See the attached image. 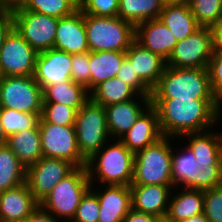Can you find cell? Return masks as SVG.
I'll return each mask as SVG.
<instances>
[{"instance_id":"obj_9","label":"cell","mask_w":222,"mask_h":222,"mask_svg":"<svg viewBox=\"0 0 222 222\" xmlns=\"http://www.w3.org/2000/svg\"><path fill=\"white\" fill-rule=\"evenodd\" d=\"M38 125L43 157L66 160L75 167L86 166L87 160L78 149L74 126L46 123L41 118Z\"/></svg>"},{"instance_id":"obj_4","label":"cell","mask_w":222,"mask_h":222,"mask_svg":"<svg viewBox=\"0 0 222 222\" xmlns=\"http://www.w3.org/2000/svg\"><path fill=\"white\" fill-rule=\"evenodd\" d=\"M89 50L126 52L135 41V26L118 16L98 17L84 14Z\"/></svg>"},{"instance_id":"obj_18","label":"cell","mask_w":222,"mask_h":222,"mask_svg":"<svg viewBox=\"0 0 222 222\" xmlns=\"http://www.w3.org/2000/svg\"><path fill=\"white\" fill-rule=\"evenodd\" d=\"M135 41L166 61L178 43L171 30L159 18L137 24Z\"/></svg>"},{"instance_id":"obj_8","label":"cell","mask_w":222,"mask_h":222,"mask_svg":"<svg viewBox=\"0 0 222 222\" xmlns=\"http://www.w3.org/2000/svg\"><path fill=\"white\" fill-rule=\"evenodd\" d=\"M43 90L34 76H1L0 107L41 114Z\"/></svg>"},{"instance_id":"obj_6","label":"cell","mask_w":222,"mask_h":222,"mask_svg":"<svg viewBox=\"0 0 222 222\" xmlns=\"http://www.w3.org/2000/svg\"><path fill=\"white\" fill-rule=\"evenodd\" d=\"M86 166L76 167L63 178L39 205L55 219L71 221L82 196L90 188Z\"/></svg>"},{"instance_id":"obj_30","label":"cell","mask_w":222,"mask_h":222,"mask_svg":"<svg viewBox=\"0 0 222 222\" xmlns=\"http://www.w3.org/2000/svg\"><path fill=\"white\" fill-rule=\"evenodd\" d=\"M164 4V0H119L117 16L136 26L144 21L158 19Z\"/></svg>"},{"instance_id":"obj_2","label":"cell","mask_w":222,"mask_h":222,"mask_svg":"<svg viewBox=\"0 0 222 222\" xmlns=\"http://www.w3.org/2000/svg\"><path fill=\"white\" fill-rule=\"evenodd\" d=\"M99 151L95 152L86 162L90 184L94 179L97 185H124L130 186L133 179L134 157L119 139L116 143H106ZM100 182V183H98Z\"/></svg>"},{"instance_id":"obj_34","label":"cell","mask_w":222,"mask_h":222,"mask_svg":"<svg viewBox=\"0 0 222 222\" xmlns=\"http://www.w3.org/2000/svg\"><path fill=\"white\" fill-rule=\"evenodd\" d=\"M78 9L79 0H29L27 6L21 10L62 18Z\"/></svg>"},{"instance_id":"obj_22","label":"cell","mask_w":222,"mask_h":222,"mask_svg":"<svg viewBox=\"0 0 222 222\" xmlns=\"http://www.w3.org/2000/svg\"><path fill=\"white\" fill-rule=\"evenodd\" d=\"M140 80L152 90L166 68V60L134 41L126 51Z\"/></svg>"},{"instance_id":"obj_11","label":"cell","mask_w":222,"mask_h":222,"mask_svg":"<svg viewBox=\"0 0 222 222\" xmlns=\"http://www.w3.org/2000/svg\"><path fill=\"white\" fill-rule=\"evenodd\" d=\"M212 51L211 29L210 27H200L175 45L166 61V66L207 69Z\"/></svg>"},{"instance_id":"obj_35","label":"cell","mask_w":222,"mask_h":222,"mask_svg":"<svg viewBox=\"0 0 222 222\" xmlns=\"http://www.w3.org/2000/svg\"><path fill=\"white\" fill-rule=\"evenodd\" d=\"M189 7L201 27H211L222 19V0H191Z\"/></svg>"},{"instance_id":"obj_26","label":"cell","mask_w":222,"mask_h":222,"mask_svg":"<svg viewBox=\"0 0 222 222\" xmlns=\"http://www.w3.org/2000/svg\"><path fill=\"white\" fill-rule=\"evenodd\" d=\"M182 190V191H181ZM178 194L171 192L165 220L168 222H181L196 214L203 213V190L183 188Z\"/></svg>"},{"instance_id":"obj_50","label":"cell","mask_w":222,"mask_h":222,"mask_svg":"<svg viewBox=\"0 0 222 222\" xmlns=\"http://www.w3.org/2000/svg\"><path fill=\"white\" fill-rule=\"evenodd\" d=\"M6 143H7V137L0 120V146L6 145Z\"/></svg>"},{"instance_id":"obj_17","label":"cell","mask_w":222,"mask_h":222,"mask_svg":"<svg viewBox=\"0 0 222 222\" xmlns=\"http://www.w3.org/2000/svg\"><path fill=\"white\" fill-rule=\"evenodd\" d=\"M140 100L137 101V99ZM136 99V100H135ZM139 104H138V103ZM141 103V104H140ZM142 105V106H141ZM151 106L150 96L138 95L132 100L105 107L107 127L112 139H119L137 121V119Z\"/></svg>"},{"instance_id":"obj_12","label":"cell","mask_w":222,"mask_h":222,"mask_svg":"<svg viewBox=\"0 0 222 222\" xmlns=\"http://www.w3.org/2000/svg\"><path fill=\"white\" fill-rule=\"evenodd\" d=\"M76 167L62 159L42 157L26 168V183L34 199L40 203L52 189Z\"/></svg>"},{"instance_id":"obj_5","label":"cell","mask_w":222,"mask_h":222,"mask_svg":"<svg viewBox=\"0 0 222 222\" xmlns=\"http://www.w3.org/2000/svg\"><path fill=\"white\" fill-rule=\"evenodd\" d=\"M172 139L175 138L162 137L153 145L135 153L131 185H163L174 189L171 180Z\"/></svg>"},{"instance_id":"obj_3","label":"cell","mask_w":222,"mask_h":222,"mask_svg":"<svg viewBox=\"0 0 222 222\" xmlns=\"http://www.w3.org/2000/svg\"><path fill=\"white\" fill-rule=\"evenodd\" d=\"M150 98L217 99L211 91L207 69L168 66Z\"/></svg>"},{"instance_id":"obj_33","label":"cell","mask_w":222,"mask_h":222,"mask_svg":"<svg viewBox=\"0 0 222 222\" xmlns=\"http://www.w3.org/2000/svg\"><path fill=\"white\" fill-rule=\"evenodd\" d=\"M40 115L0 107V120L7 138L23 130L34 128L39 123Z\"/></svg>"},{"instance_id":"obj_13","label":"cell","mask_w":222,"mask_h":222,"mask_svg":"<svg viewBox=\"0 0 222 222\" xmlns=\"http://www.w3.org/2000/svg\"><path fill=\"white\" fill-rule=\"evenodd\" d=\"M38 53L13 29L0 49L1 76H33Z\"/></svg>"},{"instance_id":"obj_19","label":"cell","mask_w":222,"mask_h":222,"mask_svg":"<svg viewBox=\"0 0 222 222\" xmlns=\"http://www.w3.org/2000/svg\"><path fill=\"white\" fill-rule=\"evenodd\" d=\"M163 136L157 111L150 106L119 140L134 154L153 145Z\"/></svg>"},{"instance_id":"obj_46","label":"cell","mask_w":222,"mask_h":222,"mask_svg":"<svg viewBox=\"0 0 222 222\" xmlns=\"http://www.w3.org/2000/svg\"><path fill=\"white\" fill-rule=\"evenodd\" d=\"M24 222H63L55 219L50 213L44 210L40 205L28 216ZM65 222V221H64Z\"/></svg>"},{"instance_id":"obj_23","label":"cell","mask_w":222,"mask_h":222,"mask_svg":"<svg viewBox=\"0 0 222 222\" xmlns=\"http://www.w3.org/2000/svg\"><path fill=\"white\" fill-rule=\"evenodd\" d=\"M94 191L100 205L98 222H122L131 209L130 186L107 185ZM100 191V192H99Z\"/></svg>"},{"instance_id":"obj_10","label":"cell","mask_w":222,"mask_h":222,"mask_svg":"<svg viewBox=\"0 0 222 222\" xmlns=\"http://www.w3.org/2000/svg\"><path fill=\"white\" fill-rule=\"evenodd\" d=\"M14 29L37 52L52 49L54 46L58 18L29 10L14 13Z\"/></svg>"},{"instance_id":"obj_20","label":"cell","mask_w":222,"mask_h":222,"mask_svg":"<svg viewBox=\"0 0 222 222\" xmlns=\"http://www.w3.org/2000/svg\"><path fill=\"white\" fill-rule=\"evenodd\" d=\"M38 206L26 182L0 192V222H24Z\"/></svg>"},{"instance_id":"obj_45","label":"cell","mask_w":222,"mask_h":222,"mask_svg":"<svg viewBox=\"0 0 222 222\" xmlns=\"http://www.w3.org/2000/svg\"><path fill=\"white\" fill-rule=\"evenodd\" d=\"M162 219L146 214L144 212L136 211L133 208L129 210L122 222H160Z\"/></svg>"},{"instance_id":"obj_51","label":"cell","mask_w":222,"mask_h":222,"mask_svg":"<svg viewBox=\"0 0 222 222\" xmlns=\"http://www.w3.org/2000/svg\"><path fill=\"white\" fill-rule=\"evenodd\" d=\"M165 3H173V4H187L189 5L191 0H164Z\"/></svg>"},{"instance_id":"obj_25","label":"cell","mask_w":222,"mask_h":222,"mask_svg":"<svg viewBox=\"0 0 222 222\" xmlns=\"http://www.w3.org/2000/svg\"><path fill=\"white\" fill-rule=\"evenodd\" d=\"M159 19L171 30L178 42L201 27L187 4L165 3Z\"/></svg>"},{"instance_id":"obj_31","label":"cell","mask_w":222,"mask_h":222,"mask_svg":"<svg viewBox=\"0 0 222 222\" xmlns=\"http://www.w3.org/2000/svg\"><path fill=\"white\" fill-rule=\"evenodd\" d=\"M138 95L131 86L114 77L97 85L90 92V99L103 107H107L132 100Z\"/></svg>"},{"instance_id":"obj_21","label":"cell","mask_w":222,"mask_h":222,"mask_svg":"<svg viewBox=\"0 0 222 222\" xmlns=\"http://www.w3.org/2000/svg\"><path fill=\"white\" fill-rule=\"evenodd\" d=\"M172 189L163 185H130L131 208L165 219Z\"/></svg>"},{"instance_id":"obj_16","label":"cell","mask_w":222,"mask_h":222,"mask_svg":"<svg viewBox=\"0 0 222 222\" xmlns=\"http://www.w3.org/2000/svg\"><path fill=\"white\" fill-rule=\"evenodd\" d=\"M54 49L71 55L89 52L84 12L79 8L73 14L58 18Z\"/></svg>"},{"instance_id":"obj_47","label":"cell","mask_w":222,"mask_h":222,"mask_svg":"<svg viewBox=\"0 0 222 222\" xmlns=\"http://www.w3.org/2000/svg\"><path fill=\"white\" fill-rule=\"evenodd\" d=\"M29 0H0V11L14 13L24 9Z\"/></svg>"},{"instance_id":"obj_43","label":"cell","mask_w":222,"mask_h":222,"mask_svg":"<svg viewBox=\"0 0 222 222\" xmlns=\"http://www.w3.org/2000/svg\"><path fill=\"white\" fill-rule=\"evenodd\" d=\"M199 190L211 189L222 185V170L199 171Z\"/></svg>"},{"instance_id":"obj_42","label":"cell","mask_w":222,"mask_h":222,"mask_svg":"<svg viewBox=\"0 0 222 222\" xmlns=\"http://www.w3.org/2000/svg\"><path fill=\"white\" fill-rule=\"evenodd\" d=\"M116 77L131 86L139 95L151 96V90L140 80L127 57L124 58Z\"/></svg>"},{"instance_id":"obj_41","label":"cell","mask_w":222,"mask_h":222,"mask_svg":"<svg viewBox=\"0 0 222 222\" xmlns=\"http://www.w3.org/2000/svg\"><path fill=\"white\" fill-rule=\"evenodd\" d=\"M207 71L211 91L222 104V50L213 49Z\"/></svg>"},{"instance_id":"obj_52","label":"cell","mask_w":222,"mask_h":222,"mask_svg":"<svg viewBox=\"0 0 222 222\" xmlns=\"http://www.w3.org/2000/svg\"><path fill=\"white\" fill-rule=\"evenodd\" d=\"M160 222H168L167 220H165V219H163V220H161Z\"/></svg>"},{"instance_id":"obj_49","label":"cell","mask_w":222,"mask_h":222,"mask_svg":"<svg viewBox=\"0 0 222 222\" xmlns=\"http://www.w3.org/2000/svg\"><path fill=\"white\" fill-rule=\"evenodd\" d=\"M181 222H210V221L207 219L204 213H199Z\"/></svg>"},{"instance_id":"obj_29","label":"cell","mask_w":222,"mask_h":222,"mask_svg":"<svg viewBox=\"0 0 222 222\" xmlns=\"http://www.w3.org/2000/svg\"><path fill=\"white\" fill-rule=\"evenodd\" d=\"M90 99L87 89L69 80L63 84L47 86L43 90V103H61L79 110Z\"/></svg>"},{"instance_id":"obj_38","label":"cell","mask_w":222,"mask_h":222,"mask_svg":"<svg viewBox=\"0 0 222 222\" xmlns=\"http://www.w3.org/2000/svg\"><path fill=\"white\" fill-rule=\"evenodd\" d=\"M203 213L210 222H222V185L203 190Z\"/></svg>"},{"instance_id":"obj_44","label":"cell","mask_w":222,"mask_h":222,"mask_svg":"<svg viewBox=\"0 0 222 222\" xmlns=\"http://www.w3.org/2000/svg\"><path fill=\"white\" fill-rule=\"evenodd\" d=\"M14 29V20L12 13L0 11V49L6 37Z\"/></svg>"},{"instance_id":"obj_40","label":"cell","mask_w":222,"mask_h":222,"mask_svg":"<svg viewBox=\"0 0 222 222\" xmlns=\"http://www.w3.org/2000/svg\"><path fill=\"white\" fill-rule=\"evenodd\" d=\"M119 0H79V8L84 14L98 17L117 16Z\"/></svg>"},{"instance_id":"obj_28","label":"cell","mask_w":222,"mask_h":222,"mask_svg":"<svg viewBox=\"0 0 222 222\" xmlns=\"http://www.w3.org/2000/svg\"><path fill=\"white\" fill-rule=\"evenodd\" d=\"M126 52L90 51V92L100 83L116 77Z\"/></svg>"},{"instance_id":"obj_7","label":"cell","mask_w":222,"mask_h":222,"mask_svg":"<svg viewBox=\"0 0 222 222\" xmlns=\"http://www.w3.org/2000/svg\"><path fill=\"white\" fill-rule=\"evenodd\" d=\"M74 127L78 149L86 160L110 143L105 107L91 99L78 110Z\"/></svg>"},{"instance_id":"obj_1","label":"cell","mask_w":222,"mask_h":222,"mask_svg":"<svg viewBox=\"0 0 222 222\" xmlns=\"http://www.w3.org/2000/svg\"><path fill=\"white\" fill-rule=\"evenodd\" d=\"M157 111L164 137L213 130L222 119V104L217 99L150 98ZM218 121V122H217Z\"/></svg>"},{"instance_id":"obj_24","label":"cell","mask_w":222,"mask_h":222,"mask_svg":"<svg viewBox=\"0 0 222 222\" xmlns=\"http://www.w3.org/2000/svg\"><path fill=\"white\" fill-rule=\"evenodd\" d=\"M6 145L26 168L43 157L38 124L9 136Z\"/></svg>"},{"instance_id":"obj_39","label":"cell","mask_w":222,"mask_h":222,"mask_svg":"<svg viewBox=\"0 0 222 222\" xmlns=\"http://www.w3.org/2000/svg\"><path fill=\"white\" fill-rule=\"evenodd\" d=\"M90 51L73 54L71 62V80L84 86L90 93Z\"/></svg>"},{"instance_id":"obj_36","label":"cell","mask_w":222,"mask_h":222,"mask_svg":"<svg viewBox=\"0 0 222 222\" xmlns=\"http://www.w3.org/2000/svg\"><path fill=\"white\" fill-rule=\"evenodd\" d=\"M78 110L61 103H43L40 118L46 123L74 126Z\"/></svg>"},{"instance_id":"obj_14","label":"cell","mask_w":222,"mask_h":222,"mask_svg":"<svg viewBox=\"0 0 222 222\" xmlns=\"http://www.w3.org/2000/svg\"><path fill=\"white\" fill-rule=\"evenodd\" d=\"M72 55L54 48L40 52L36 58L34 79L42 90L71 80Z\"/></svg>"},{"instance_id":"obj_15","label":"cell","mask_w":222,"mask_h":222,"mask_svg":"<svg viewBox=\"0 0 222 222\" xmlns=\"http://www.w3.org/2000/svg\"><path fill=\"white\" fill-rule=\"evenodd\" d=\"M210 131L188 133L180 137L189 139L187 147L192 150L199 171L222 170V132Z\"/></svg>"},{"instance_id":"obj_48","label":"cell","mask_w":222,"mask_h":222,"mask_svg":"<svg viewBox=\"0 0 222 222\" xmlns=\"http://www.w3.org/2000/svg\"><path fill=\"white\" fill-rule=\"evenodd\" d=\"M214 50H222V19L210 27Z\"/></svg>"},{"instance_id":"obj_32","label":"cell","mask_w":222,"mask_h":222,"mask_svg":"<svg viewBox=\"0 0 222 222\" xmlns=\"http://www.w3.org/2000/svg\"><path fill=\"white\" fill-rule=\"evenodd\" d=\"M26 181V167L7 146H0V192L17 187Z\"/></svg>"},{"instance_id":"obj_37","label":"cell","mask_w":222,"mask_h":222,"mask_svg":"<svg viewBox=\"0 0 222 222\" xmlns=\"http://www.w3.org/2000/svg\"><path fill=\"white\" fill-rule=\"evenodd\" d=\"M93 186L82 196L75 216L70 222H98L100 215V205Z\"/></svg>"},{"instance_id":"obj_27","label":"cell","mask_w":222,"mask_h":222,"mask_svg":"<svg viewBox=\"0 0 222 222\" xmlns=\"http://www.w3.org/2000/svg\"><path fill=\"white\" fill-rule=\"evenodd\" d=\"M175 150L173 151L172 147L171 180L174 189H177L175 187L183 186V189L186 188L199 190V165L196 162L192 150L186 146L183 149V152H178L177 148Z\"/></svg>"}]
</instances>
